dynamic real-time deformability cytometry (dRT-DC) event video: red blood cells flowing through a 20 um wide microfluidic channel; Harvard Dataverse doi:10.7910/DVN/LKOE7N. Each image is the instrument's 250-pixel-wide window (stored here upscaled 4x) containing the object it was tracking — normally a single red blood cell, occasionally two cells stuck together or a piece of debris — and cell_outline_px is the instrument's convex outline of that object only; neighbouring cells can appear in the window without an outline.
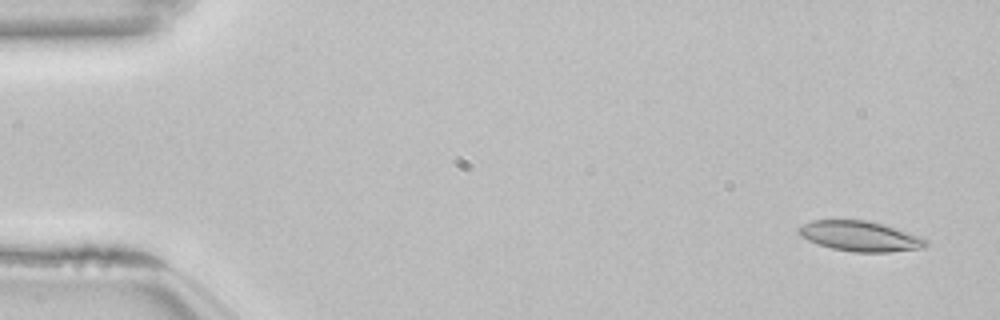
{"species": "common noctule bat (a hibernating species)", "species_latin": "Nyctalus noctula", "temperature_condition": "room temperature", "stored_images_in_passage": 52, "camera_frame_rate_fps": 3000, "um_per_image_px": 0.085, "animal": {"sex": "female", "body_mass_g": 22.7, "forearm_length_mm": 54.2}, "frame": {"image": 1, "passage_image": 1, "time_ms": 0.0, "image_size_px": [1000, 320], "cell_outline_px": [[928, 244], [924, 248], [892, 252], [852, 252], [832, 248], [808, 240], [800, 236], [796, 232], [796, 228], [812, 220], [868, 220], [884, 224], [920, 236], [928, 240]], "centroid_in_image_um": [73.12, 20.07], "position_along_channel_um": 11.9, "area_um2": 22.54}}
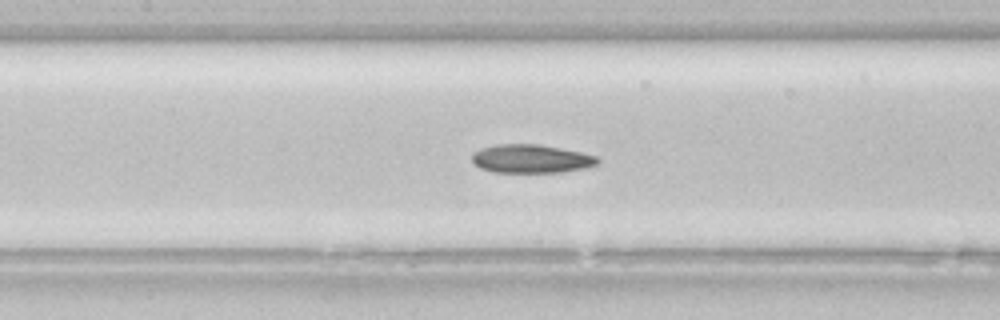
{"frame": {"image": 2, "passage_image": 23, "time_ms": 7.333, "image_size_px": [1000, 320], "cell_outline_px": [[600, 160], [596, 164], [588, 168], [560, 172], [492, 172], [480, 168], [472, 160], [472, 152], [480, 148], [496, 144], [540, 144], [580, 152], [596, 156]], "centroid_in_image_um": [45.13, 13.49], "position_along_channel_um": 162.3, "area_um2": 20.92}}
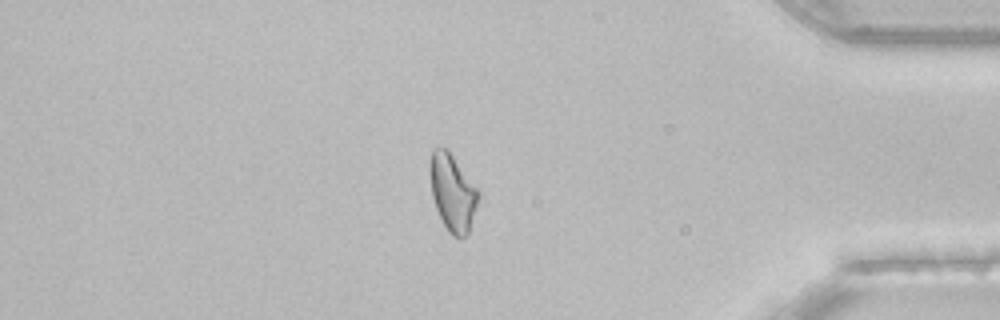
{"frame": {"image": 3, "passage_image": 44, "time_ms": 14.333, "image_size_px": [1000, 320], "cell_outline_px": [[480, 196], [468, 236], [460, 240], [452, 236], [448, 232], [436, 208], [432, 196], [428, 176], [428, 164], [432, 148], [448, 148], [480, 192]], "centroid_in_image_um": [38.46, 16.36], "position_along_channel_um": 396.7, "area_um2": 22.37}, "authors_computed_cell_mechanics": {"area_um2": 22.0507, "velocity_mm_per_s": 3.8347, "shape_relaxation_time_tau1_ms": null, "shape_relaxation_time_tau2_ms": 3.8668, "deformation_change_tau1": null, "deformation_change_tau2": 0.0928}}